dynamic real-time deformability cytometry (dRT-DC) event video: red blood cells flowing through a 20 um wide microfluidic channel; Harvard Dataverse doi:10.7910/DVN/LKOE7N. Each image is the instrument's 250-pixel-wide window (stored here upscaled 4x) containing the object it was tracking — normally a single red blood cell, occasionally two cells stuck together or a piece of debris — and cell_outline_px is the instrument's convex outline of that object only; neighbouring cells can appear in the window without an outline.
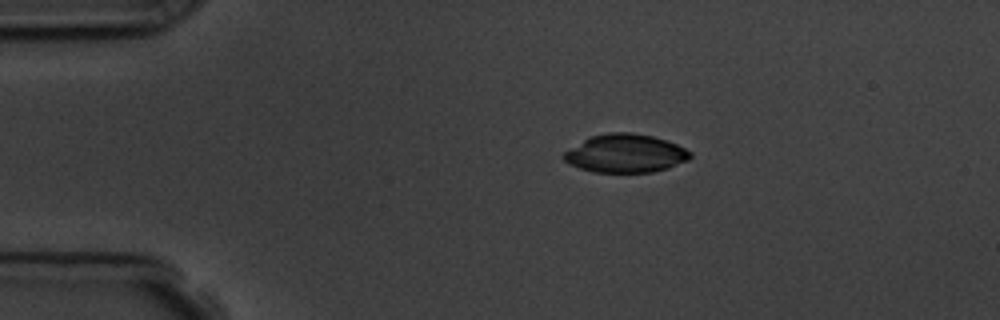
{"species": "common noctule bat (a hibernating species)", "species_latin": "Nyctalus noctula", "temperature_condition": "room temperature", "stored_images_in_passage": 4, "camera_frame_rate_fps": 3000, "um_per_image_px": 0.085, "animal": {"sex": "male", "body_mass_g": 19.5, "forearm_length_mm": 54.6}, "frame": {"image": 1, "passage_image": 3, "time_ms": 2.333, "image_size_px": [1000, 320], "cell_outline_px": [[692, 156], [688, 160], [668, 168], [652, 172], [592, 172], [568, 164], [560, 156], [564, 152], [588, 136], [608, 132], [632, 132], [652, 136], [676, 144], [692, 152]], "centroid_in_image_um": [53.12, 13.03], "position_along_channel_um": 31.9, "area_um2": 28.44}}